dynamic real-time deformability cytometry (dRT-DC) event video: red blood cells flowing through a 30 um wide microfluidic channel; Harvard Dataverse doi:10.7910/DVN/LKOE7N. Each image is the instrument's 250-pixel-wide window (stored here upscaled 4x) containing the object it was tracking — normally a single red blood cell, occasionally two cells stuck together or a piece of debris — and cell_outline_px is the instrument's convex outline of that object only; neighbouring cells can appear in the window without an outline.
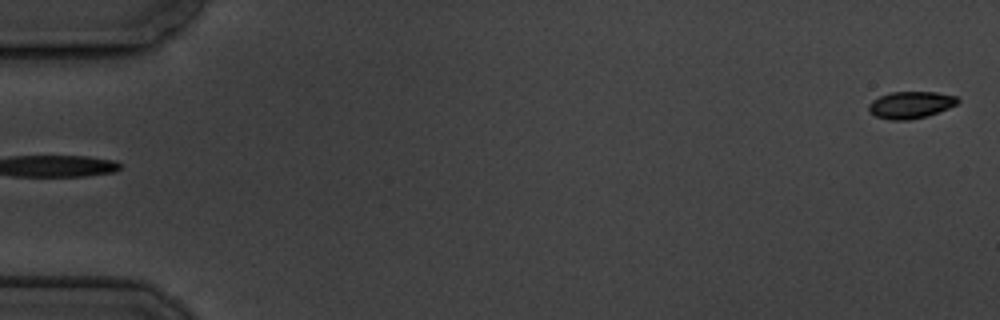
{"species": "common noctule bat (a hibernating species)", "species_latin": "Nyctalus noctula", "temperature_condition": "cold", "stored_images_in_passage": 7, "segment_of_instrument_passage": [2, 2], "camera_frame_rate_fps": 3000, "um_per_image_px": 0.085, "animal": {"sex": "male", "body_mass_g": 19.5, "forearm_length_mm": 54.6}, "frame": {"image": 1, "passage_image": 7, "time_ms": 6.667, "image_size_px": [1000, 320], "cell_outline_px": [[960, 100], [956, 104], [948, 108], [928, 116], [908, 120], [892, 120], [876, 116], [868, 112], [868, 104], [872, 100], [880, 96], [892, 92], [936, 92], [956, 96]], "centroid_in_image_um": [77.39, 8.91], "position_along_channel_um": 7.6, "area_um2": 13.99}}